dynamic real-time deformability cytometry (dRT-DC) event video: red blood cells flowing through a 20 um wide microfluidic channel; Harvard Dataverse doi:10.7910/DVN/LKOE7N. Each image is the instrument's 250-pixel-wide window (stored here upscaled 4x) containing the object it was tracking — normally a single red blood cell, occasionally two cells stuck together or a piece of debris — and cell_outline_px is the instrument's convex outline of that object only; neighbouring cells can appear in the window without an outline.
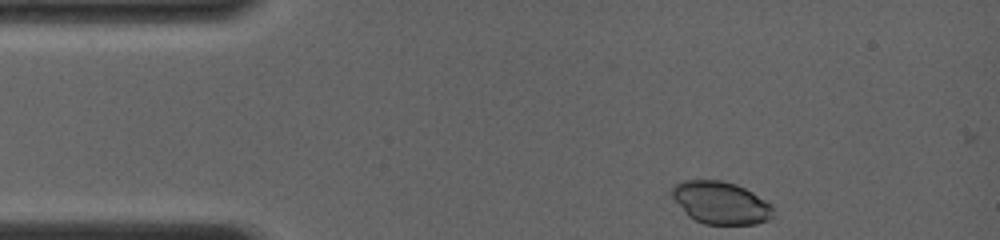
{"species": "common noctule bat (a hibernating species)", "species_latin": "Nyctalus noctula", "temperature_condition": "room temperature", "stored_images_in_passage": 43, "camera_frame_rate_fps": 4000, "um_per_image_px": 0.085, "animal": {"sex": "female", "body_mass_g": 19.0, "forearm_length_mm": 56.7}, "frame": {"image": 1, "passage_image": 1, "time_ms": 0.0, "image_size_px": [1000, 240], "cell_outline_px": [[772, 216], [768, 220], [756, 224], [704, 224], [688, 216], [672, 196], [672, 184], [684, 180], [720, 180], [736, 184], [752, 192], [772, 204]], "centroid_in_image_um": [61.25, 17.23], "position_along_channel_um": 23.7, "area_um2": 24.97}}
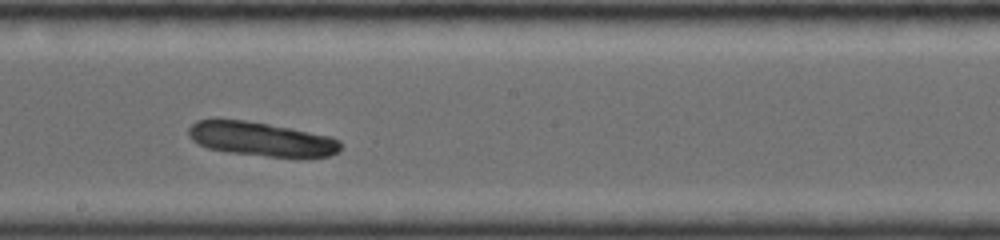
{"frame": {"image": 2, "passage_image": 21, "time_ms": 6.5, "image_size_px": [1000, 240], "cell_outline_px": [[344, 144], [340, 152], [328, 156], [268, 156], [228, 152], [208, 148], [192, 140], [188, 136], [188, 128], [196, 120], [216, 116], [244, 120], [268, 124], [332, 136], [340, 140]], "centroid_in_image_um": [22.16, 11.78], "position_along_channel_um": 226.0, "area_um2": 30.63}}
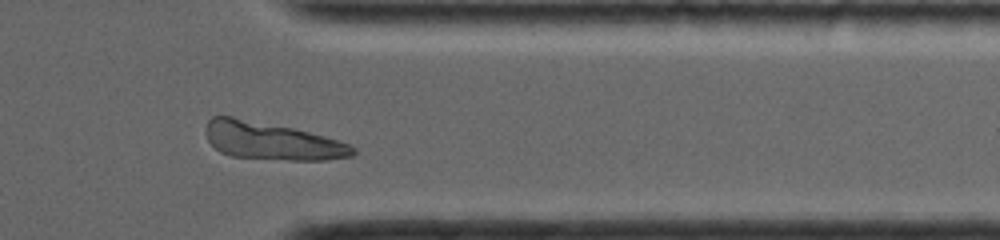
{"frame": {"image": 3, "passage_image": 37, "time_ms": 10.5, "image_size_px": [1000, 240], "cell_outline_px": [[356, 152], [352, 156], [324, 160], [288, 160], [232, 156], [220, 152], [208, 140], [204, 132], [204, 128], [208, 120], [212, 116], [232, 116], [292, 128], [340, 140], [352, 144], [356, 148]], "centroid_in_image_um": [23.1, 11.98], "position_along_channel_um": 388.3, "area_um2": 32.25}}